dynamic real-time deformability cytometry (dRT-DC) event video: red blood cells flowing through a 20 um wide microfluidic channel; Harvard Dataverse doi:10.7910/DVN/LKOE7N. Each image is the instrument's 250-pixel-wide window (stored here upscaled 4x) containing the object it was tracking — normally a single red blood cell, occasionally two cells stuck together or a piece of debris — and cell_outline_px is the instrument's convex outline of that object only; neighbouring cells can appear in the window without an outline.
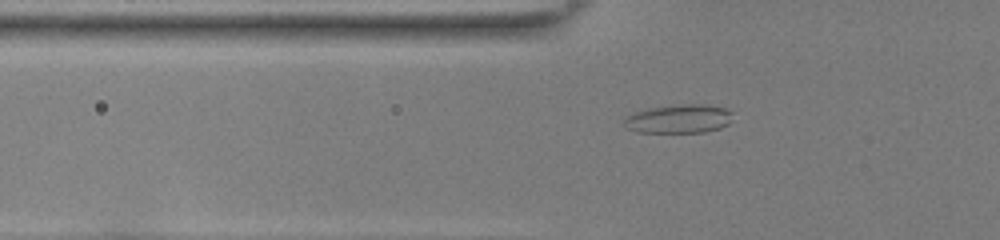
{"species": "common noctule bat (a hibernating species)", "species_latin": "Nyctalus noctula", "temperature_condition": "room temperature", "stored_images_in_passage": 37, "camera_frame_rate_fps": 3000, "um_per_image_px": 0.085, "animal": {"sex": "female", "body_mass_g": 22.0, "forearm_length_mm": 56.7}, "frame": {"image": 1, "passage_image": 3, "time_ms": 0.667, "image_size_px": [1000, 240], "cell_outline_px": [[732, 112], [728, 124], [720, 128], [704, 132], [636, 132], [628, 128], [624, 124], [624, 120], [628, 116], [636, 112], [648, 108], [680, 104], [704, 104], [728, 108]], "centroid_in_image_um": [57.73, 10.09], "position_along_channel_um": 68.1, "area_um2": 18.09}}
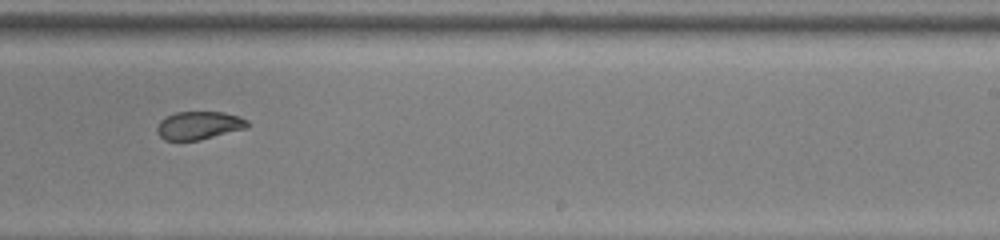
{"frame": {"image": 2, "passage_image": 19, "time_ms": 6.0, "image_size_px": [1000, 240], "cell_outline_px": [[248, 128], [200, 140], [164, 140], [156, 132], [156, 128], [160, 120], [176, 112], [224, 112], [240, 116], [248, 120]], "centroid_in_image_um": [16.93, 10.66], "position_along_channel_um": 272.1, "area_um2": 14.91}}
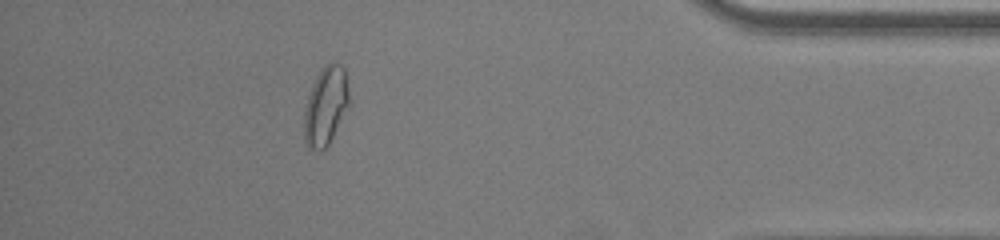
{"frame": {"image": 3, "passage_image": 32, "time_ms": 10.333, "image_size_px": [1000, 240], "cell_outline_px": [[348, 108], [328, 144], [320, 152], [308, 148], [304, 140], [304, 112], [308, 96], [312, 84], [320, 68], [328, 64], [340, 64], [344, 68], [348, 88]], "centroid_in_image_um": [27.66, 9.03], "position_along_channel_um": 407.5, "area_um2": 20.4}, "authors_computed_cell_mechanics": {"area_um2": 16.7042, "velocity_mm_per_s": 3.8928, "shape_relaxation_time_tau1_ms": null, "shape_relaxation_time_tau2_ms": 1.4657, "deformation_change_tau1": null, "deformation_change_tau2": 0.0638}}